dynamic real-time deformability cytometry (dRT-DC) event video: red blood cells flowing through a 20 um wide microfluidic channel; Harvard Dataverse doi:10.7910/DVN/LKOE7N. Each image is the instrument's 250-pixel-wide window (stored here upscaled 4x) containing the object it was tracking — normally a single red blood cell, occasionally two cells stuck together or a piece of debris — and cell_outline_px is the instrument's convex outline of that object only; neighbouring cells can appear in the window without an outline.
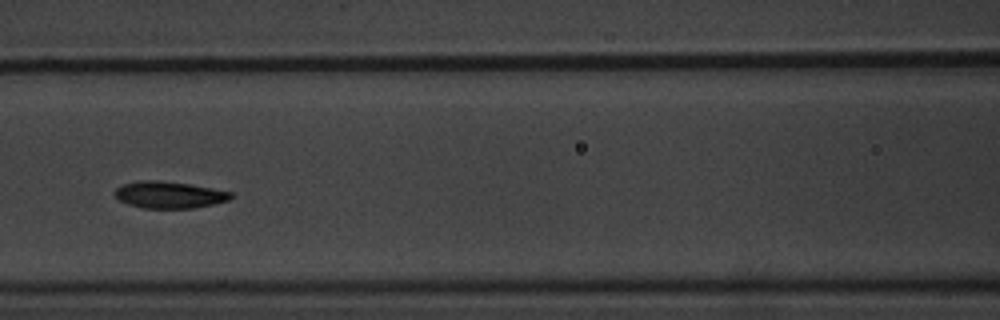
{"species": "common noctule bat (a hibernating species)", "species_latin": "Nyctalus noctula", "temperature_condition": "warm", "stored_images_in_passage": 8, "camera_frame_rate_fps": 3000, "um_per_image_px": 0.085, "animal": {"sex": "male", "body_mass_g": 20.1, "forearm_length_mm": 53.5}, "frame": {"image": 1, "passage_image": 5, "time_ms": 8.333, "image_size_px": [1000, 320], "cell_outline_px": [[232, 196], [228, 200], [212, 204], [192, 208], [144, 208], [128, 204], [120, 200], [112, 192], [116, 188], [124, 184], [140, 180], [160, 180], [188, 184], [212, 188], [232, 192]], "centroid_in_image_um": [14.35, 16.55], "position_along_channel_um": 152.2, "area_um2": 17.98}}
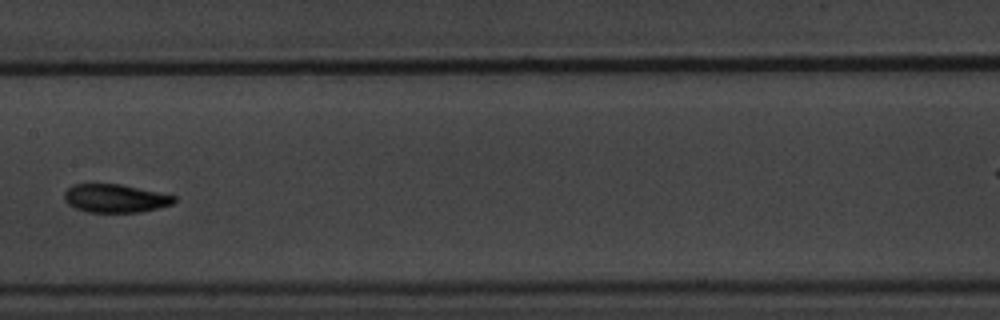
{"frame": {"image": 2, "passage_image": 6, "time_ms": 9.667, "image_size_px": [1000, 320], "cell_outline_px": [[176, 200], [172, 204], [160, 208], [140, 212], [88, 212], [76, 208], [68, 204], [64, 200], [64, 192], [72, 184], [120, 184], [176, 196]], "centroid_in_image_um": [9.78, 16.86], "position_along_channel_um": 197.6, "area_um2": 18.09}}
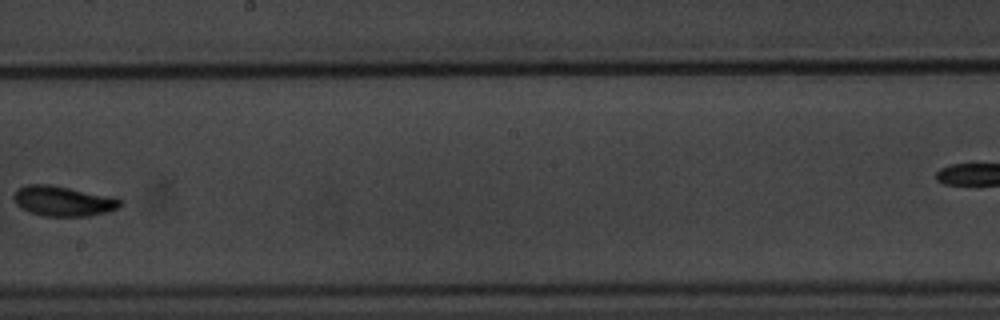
{"frame": {"image": 3, "passage_image": 7, "time_ms": 11.0, "image_size_px": [1000, 320], "cell_outline_px": [[120, 208], [88, 216], [44, 216], [20, 208], [16, 204], [12, 196], [16, 188], [28, 184], [48, 184], [116, 196], [120, 200]], "centroid_in_image_um": [5.35, 17.07], "position_along_channel_um": 242.8, "area_um2": 18.84}}